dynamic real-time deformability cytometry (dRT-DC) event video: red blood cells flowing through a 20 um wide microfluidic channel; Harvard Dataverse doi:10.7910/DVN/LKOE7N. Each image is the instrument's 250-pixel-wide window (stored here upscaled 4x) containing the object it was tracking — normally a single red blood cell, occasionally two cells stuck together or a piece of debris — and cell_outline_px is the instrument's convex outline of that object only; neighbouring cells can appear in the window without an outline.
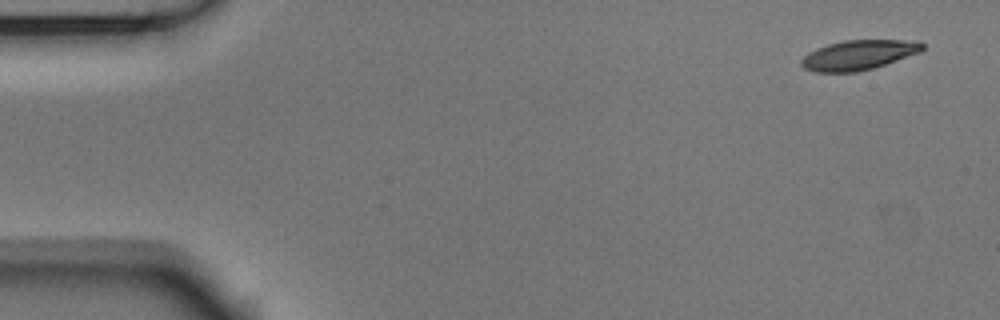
{"species": "Egyptian fruit bat (a non-hibernating species)", "species_latin": "Rousettus aegyptiacus", "temperature_condition": "room temperature", "stored_images_in_passage": 9, "camera_frame_rate_fps": 3000, "um_per_image_px": 0.085, "animal": {"sex": "male"}, "frame": {"image": 1, "passage_image": 1, "time_ms": 0.0, "image_size_px": [1000, 320], "cell_outline_px": [[924, 48], [920, 52], [872, 68], [856, 72], [816, 72], [804, 68], [800, 64], [800, 60], [808, 52], [816, 48], [828, 44], [844, 40], [920, 40], [924, 44]], "centroid_in_image_um": [72.96, 4.66], "position_along_channel_um": 12.0, "area_um2": 20.98}}
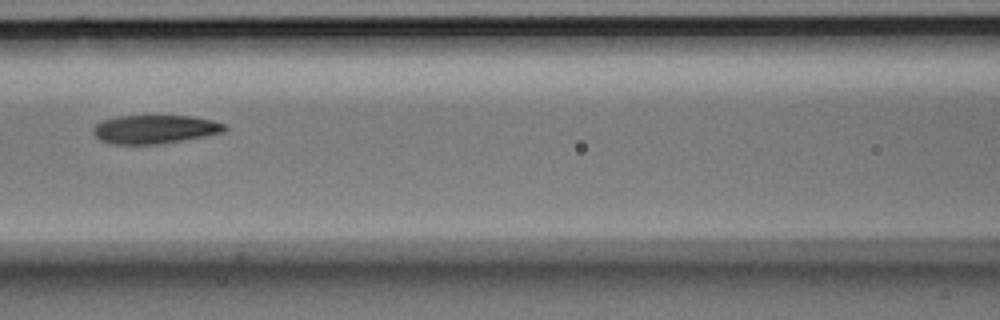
{"frame": {"image": 2, "passage_image": 7, "time_ms": 2.0, "image_size_px": [1000, 320], "cell_outline_px": [[228, 128], [224, 132], [204, 136], [160, 144], [112, 144], [100, 140], [92, 132], [92, 128], [96, 124], [104, 120], [116, 116], [192, 116], [212, 120], [224, 124]], "centroid_in_image_um": [13.14, 10.99], "position_along_channel_um": 153.5, "area_um2": 21.85}}
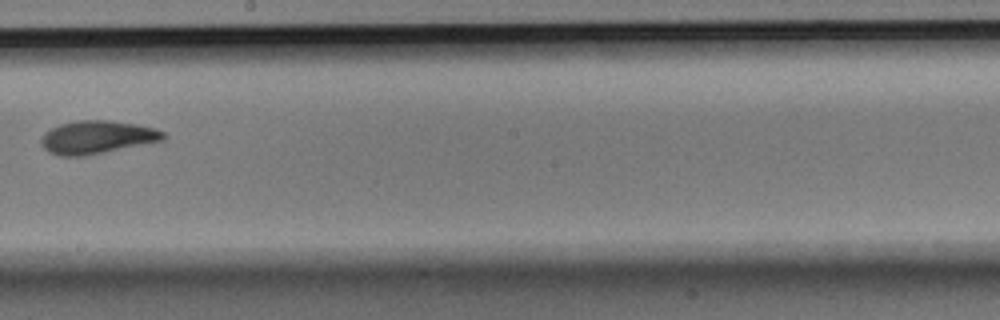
{"frame": {"image": 3, "passage_image": 9, "time_ms": 2.667, "image_size_px": [1000, 320], "cell_outline_px": [[168, 136], [164, 140], [84, 156], [60, 156], [48, 152], [40, 144], [40, 140], [44, 132], [60, 124], [76, 120], [112, 120], [136, 124], [156, 128], [164, 132]], "centroid_in_image_um": [8.25, 11.66], "position_along_channel_um": 240.0, "area_um2": 23.7}}